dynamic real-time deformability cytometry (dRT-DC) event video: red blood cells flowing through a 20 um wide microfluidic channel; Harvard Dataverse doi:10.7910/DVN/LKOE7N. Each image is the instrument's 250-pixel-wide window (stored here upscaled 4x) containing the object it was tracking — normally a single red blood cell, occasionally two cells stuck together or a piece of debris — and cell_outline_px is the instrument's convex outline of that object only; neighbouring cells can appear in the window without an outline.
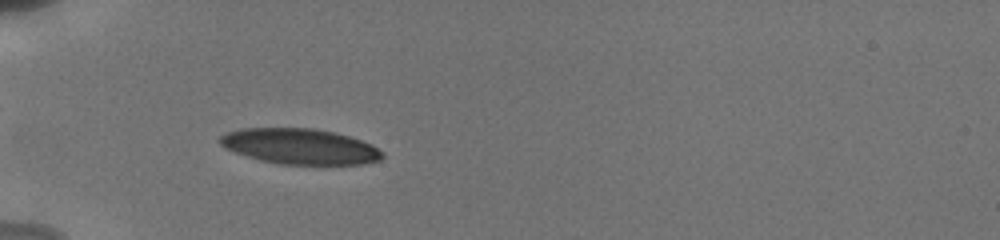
{"species": "human", "species_latin": "Homo sapiens", "temperature_condition": "cold", "stored_images_in_passage": 7, "camera_frame_rate_fps": 3000, "um_per_image_px": 0.085, "donor": {"sex": "male"}, "frame": {"image": 1, "passage_image": 6, "time_ms": 4.333, "image_size_px": [1000, 240], "cell_outline_px": [[384, 156], [380, 160], [360, 164], [280, 164], [260, 160], [236, 152], [220, 144], [220, 136], [228, 132], [240, 128], [312, 128], [332, 132], [348, 136], [372, 144], [384, 152]], "centroid_in_image_um": [25.52, 12.44], "position_along_channel_um": 59.5, "area_um2": 33.35}}